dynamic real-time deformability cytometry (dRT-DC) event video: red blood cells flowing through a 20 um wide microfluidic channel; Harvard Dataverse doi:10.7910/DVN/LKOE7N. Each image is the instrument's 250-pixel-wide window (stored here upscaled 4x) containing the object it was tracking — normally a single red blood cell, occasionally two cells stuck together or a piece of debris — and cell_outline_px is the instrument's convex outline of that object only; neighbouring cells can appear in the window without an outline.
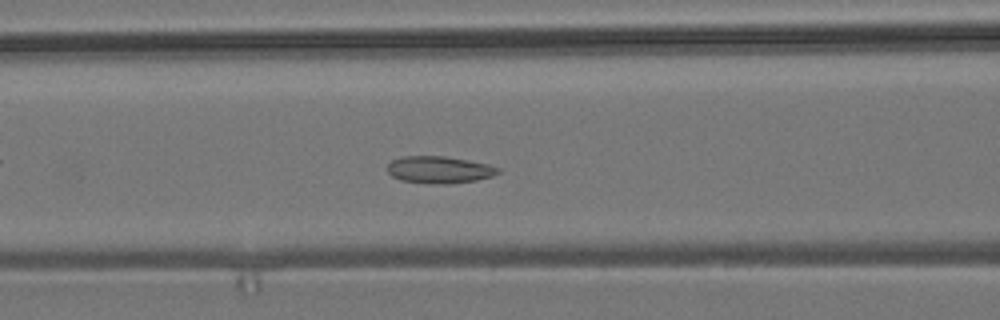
{"species": "common noctule bat (a hibernating species)", "species_latin": "Nyctalus noctula", "temperature_condition": "room temperature", "stored_images_in_passage": 56, "camera_frame_rate_fps": 3000, "um_per_image_px": 0.085, "animal": {"sex": "male", "body_mass_g": 19.2, "forearm_length_mm": 51.8}, "frame": {"image": 1, "passage_image": 23, "time_ms": 7.333, "image_size_px": [1000, 320], "cell_outline_px": [[500, 172], [492, 176], [476, 180], [448, 184], [436, 184], [400, 180], [392, 176], [388, 172], [388, 164], [392, 160], [400, 156], [444, 156], [468, 160], [488, 164], [500, 168]], "centroid_in_image_um": [37.33, 14.42], "position_along_channel_um": 129.3, "area_um2": 17.46}}
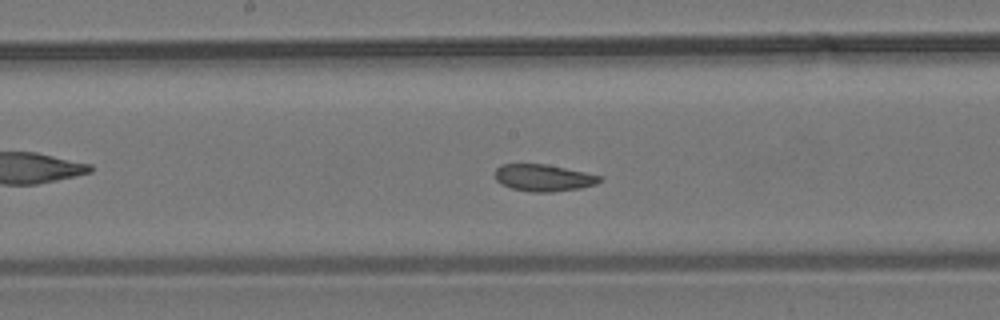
{"frame": {"image": 2, "passage_image": 29, "time_ms": 9.333, "image_size_px": [1000, 320], "cell_outline_px": [[604, 180], [596, 184], [580, 188], [552, 192], [532, 192], [512, 188], [500, 184], [496, 180], [496, 168], [500, 164], [544, 164], [584, 172], [600, 176]], "centroid_in_image_um": [46.19, 15.12], "position_along_channel_um": 202.0, "area_um2": 16.3}}
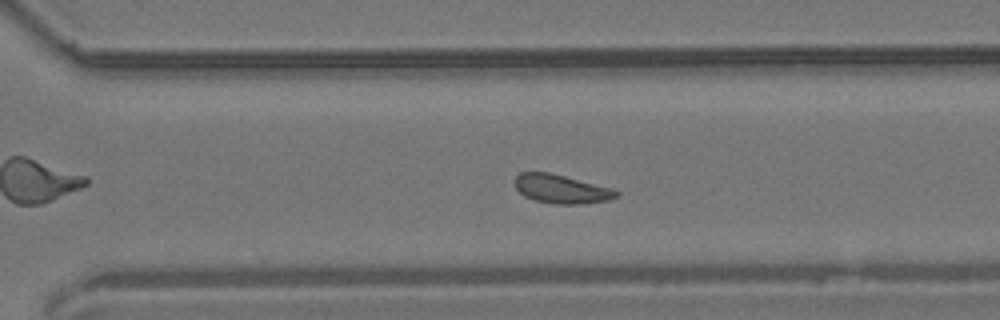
{"frame": {"image": 3, "passage_image": 39, "time_ms": 12.667, "image_size_px": [1000, 320], "cell_outline_px": [[620, 192], [616, 196], [608, 200], [584, 204], [552, 204], [536, 200], [524, 196], [516, 188], [516, 176], [520, 172], [548, 172], [612, 188]], "centroid_in_image_um": [47.71, 16.07], "position_along_channel_um": 322.9, "area_um2": 16.82}, "authors_computed_cell_mechanics": {"area_um2": 17.4845, "velocity_mm_per_s": 3.6473, "shape_relaxation_time_tau1_ms": 10.2094, "shape_relaxation_time_tau2_ms": 3.3137, "deformation_change_tau1": 0.0805, "deformation_change_tau2": 0.0906}}